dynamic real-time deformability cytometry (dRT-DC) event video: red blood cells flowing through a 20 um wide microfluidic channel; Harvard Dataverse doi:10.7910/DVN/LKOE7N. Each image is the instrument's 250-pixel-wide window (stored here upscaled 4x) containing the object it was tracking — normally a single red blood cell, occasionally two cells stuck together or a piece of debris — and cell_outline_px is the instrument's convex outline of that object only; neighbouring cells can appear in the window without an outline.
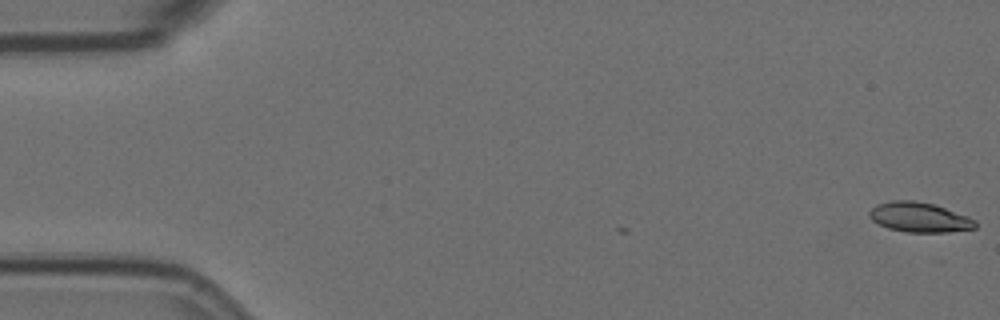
{"species": "Egyptian fruit bat (a non-hibernating species)", "species_latin": "Rousettus aegyptiacus", "temperature_condition": "room temperature", "stored_images_in_passage": 2, "camera_frame_rate_fps": 3000, "um_per_image_px": 0.085, "animal": {"sex": "female"}, "frame": {"image": 1, "passage_image": 2, "time_ms": 0.333, "image_size_px": [1000, 320], "cell_outline_px": [[976, 228], [948, 232], [908, 232], [888, 228], [872, 220], [868, 216], [868, 212], [876, 204], [892, 200], [912, 200], [932, 204], [968, 216], [976, 220]], "centroid_in_image_um": [78.13, 18.47], "position_along_channel_um": 6.9, "area_um2": 18.32}}